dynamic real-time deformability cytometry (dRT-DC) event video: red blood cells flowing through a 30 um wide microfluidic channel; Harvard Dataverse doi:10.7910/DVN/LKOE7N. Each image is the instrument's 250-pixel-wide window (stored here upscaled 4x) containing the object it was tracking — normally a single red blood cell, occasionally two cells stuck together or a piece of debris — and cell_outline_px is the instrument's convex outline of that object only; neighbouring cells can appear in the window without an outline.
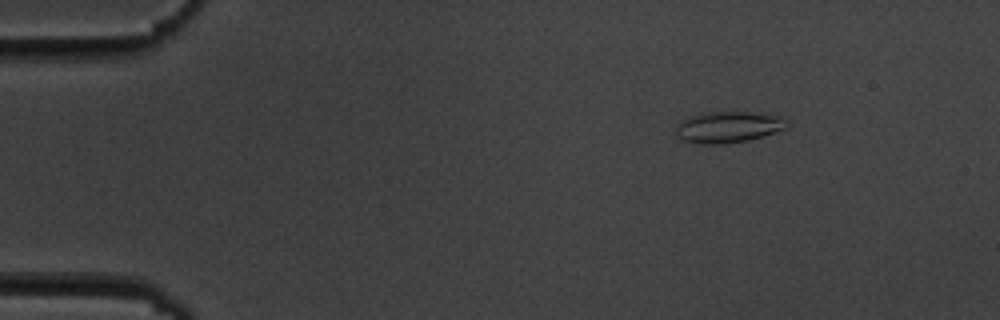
{"species": "common noctule bat (a hibernating species)", "species_latin": "Nyctalus noctula", "temperature_condition": "cold", "stored_images_in_passage": 56, "camera_frame_rate_fps": 3000, "um_per_image_px": 0.085, "animal": {"sex": "male", "body_mass_g": 19.5, "forearm_length_mm": 54.6}, "frame": {"image": 1, "passage_image": 8, "time_ms": 2.333, "image_size_px": [1000, 320], "cell_outline_px": [[788, 120], [784, 128], [748, 140], [724, 144], [704, 144], [680, 140], [676, 136], [676, 128], [680, 120], [688, 116], [700, 112], [744, 112], [780, 116]], "centroid_in_image_um": [61.79, 10.79], "position_along_channel_um": 23.2, "area_um2": 20.11}}
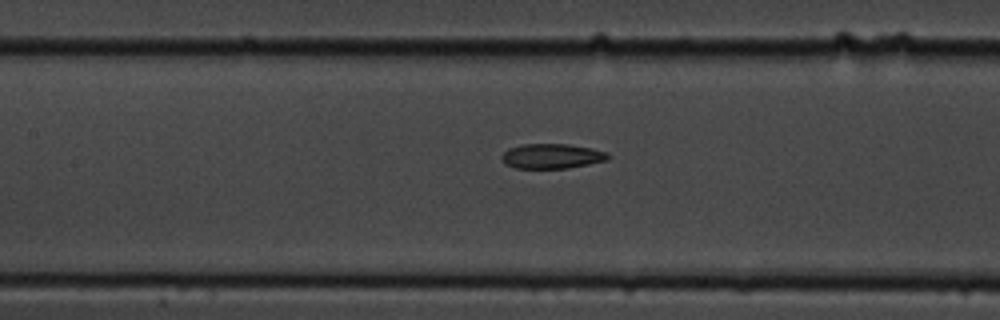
{"frame": {"image": 2, "passage_image": 26, "time_ms": 8.333, "image_size_px": [1000, 320], "cell_outline_px": [[612, 156], [608, 160], [568, 168], [516, 168], [504, 164], [500, 160], [500, 156], [508, 148], [524, 144], [568, 144], [592, 148], [608, 152]], "centroid_in_image_um": [46.91, 13.27], "position_along_channel_um": 160.5, "area_um2": 15.61}}
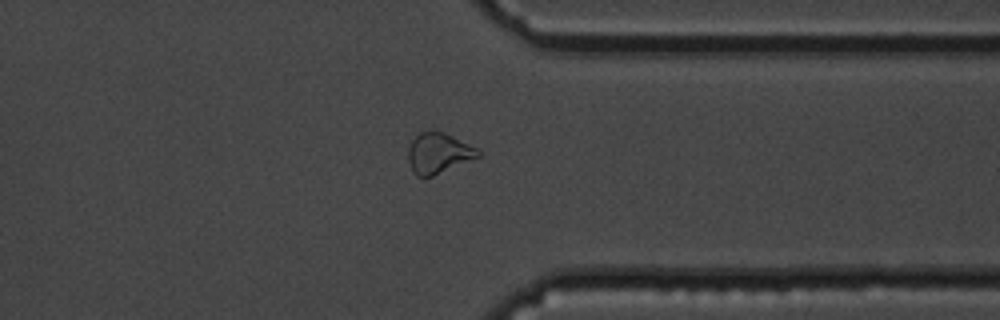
{"frame": {"image": 3, "passage_image": 44, "time_ms": 14.333, "image_size_px": [1000, 320], "cell_outline_px": [[480, 156], [432, 176], [416, 176], [412, 172], [408, 160], [408, 148], [412, 140], [420, 132], [444, 132], [476, 148], [480, 152]], "centroid_in_image_um": [37.23, 13.03], "position_along_channel_um": 374.2, "area_um2": 16.13}, "authors_computed_cell_mechanics": {"area_um2": 16.7331, "velocity_mm_per_s": 3.6012, "shape_relaxation_time_tau1_ms": 9.3696, "shape_relaxation_time_tau2_ms": 9.8403, "deformation_change_tau1": 0.1951, "deformation_change_tau2": 0.1773}}